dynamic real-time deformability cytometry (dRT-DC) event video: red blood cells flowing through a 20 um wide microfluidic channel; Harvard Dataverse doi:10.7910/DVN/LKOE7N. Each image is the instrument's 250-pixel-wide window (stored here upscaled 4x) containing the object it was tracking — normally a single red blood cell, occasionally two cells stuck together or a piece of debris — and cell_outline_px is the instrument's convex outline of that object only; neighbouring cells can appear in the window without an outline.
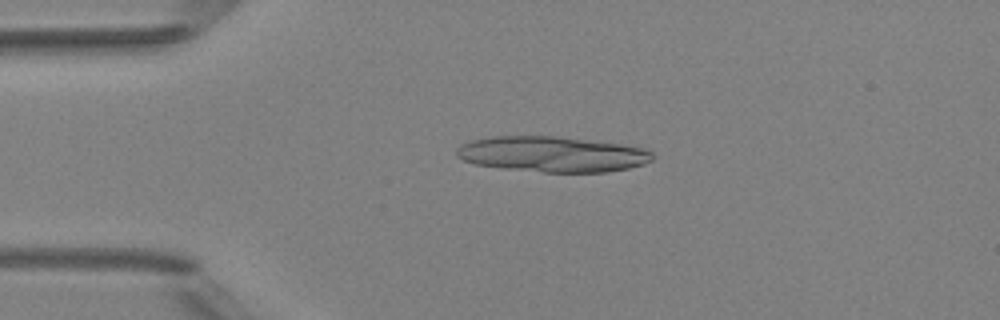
{"species": "Egyptian fruit bat (a non-hibernating species)", "species_latin": "Rousettus aegyptiacus", "temperature_condition": "room temperature", "stored_images_in_passage": 3, "camera_frame_rate_fps": 3000, "um_per_image_px": 0.085, "animal": {"sex": "female"}, "frame": {"image": 1, "passage_image": 2, "time_ms": 1.333, "image_size_px": [1000, 320], "cell_outline_px": [[652, 160], [644, 164], [628, 168], [608, 172], [544, 172], [508, 168], [476, 164], [464, 160], [456, 156], [456, 148], [460, 144], [472, 140], [492, 136], [552, 136], [620, 144], [648, 148], [652, 152]], "centroid_in_image_um": [46.95, 13.1], "position_along_channel_um": 38.1, "area_um2": 40.34}}